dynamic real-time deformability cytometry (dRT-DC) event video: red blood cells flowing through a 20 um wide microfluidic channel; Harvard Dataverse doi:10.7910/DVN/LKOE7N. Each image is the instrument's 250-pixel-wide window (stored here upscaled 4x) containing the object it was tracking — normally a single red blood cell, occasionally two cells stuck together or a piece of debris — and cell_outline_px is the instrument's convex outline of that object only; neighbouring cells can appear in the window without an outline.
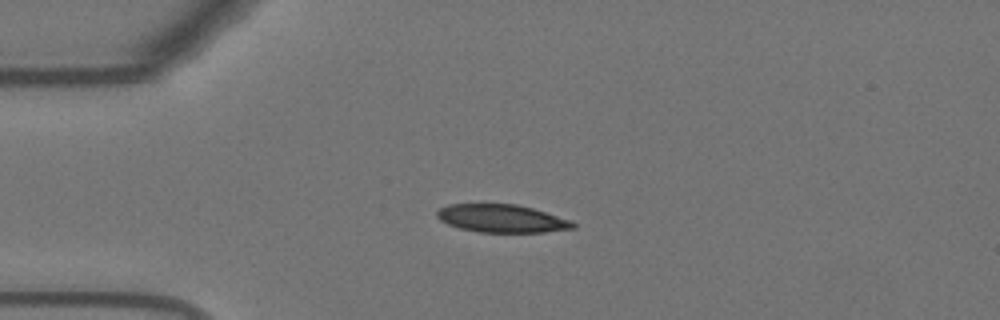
{"species": "Egyptian fruit bat (a non-hibernating species)", "species_latin": "Rousettus aegyptiacus", "temperature_condition": "warm", "stored_images_in_passage": 42, "camera_frame_rate_fps": 3000, "um_per_image_px": 0.085, "animal": {"sex": "female"}, "frame": {"image": 1, "passage_image": 1, "time_ms": 0.0, "image_size_px": [1000, 320], "cell_outline_px": [[576, 228], [544, 232], [480, 232], [460, 228], [448, 224], [440, 220], [436, 216], [436, 212], [440, 208], [448, 204], [516, 204], [532, 208], [572, 220], [576, 224]], "centroid_in_image_um": [42.66, 18.57], "position_along_channel_um": 42.3, "area_um2": 22.14}}
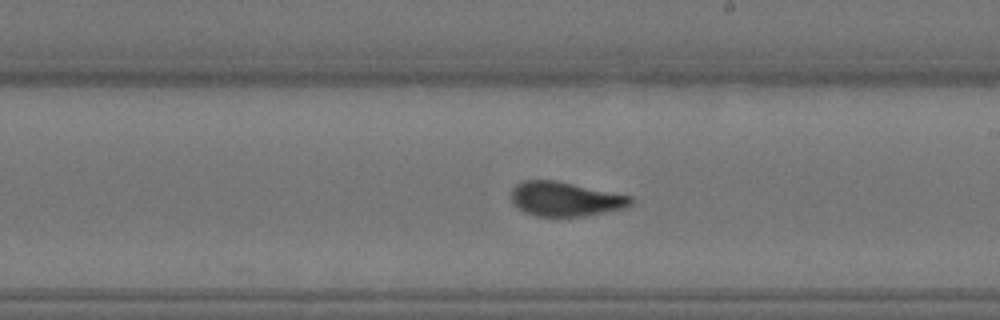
{"frame": {"image": 2, "passage_image": 19, "time_ms": 6.0, "image_size_px": [1000, 320], "cell_outline_px": [[636, 200], [632, 204], [624, 208], [608, 212], [584, 216], [536, 216], [524, 212], [512, 204], [512, 188], [516, 184], [524, 180], [556, 180], [632, 196]], "centroid_in_image_um": [48.07, 16.92], "position_along_channel_um": 240.9, "area_um2": 24.16}}
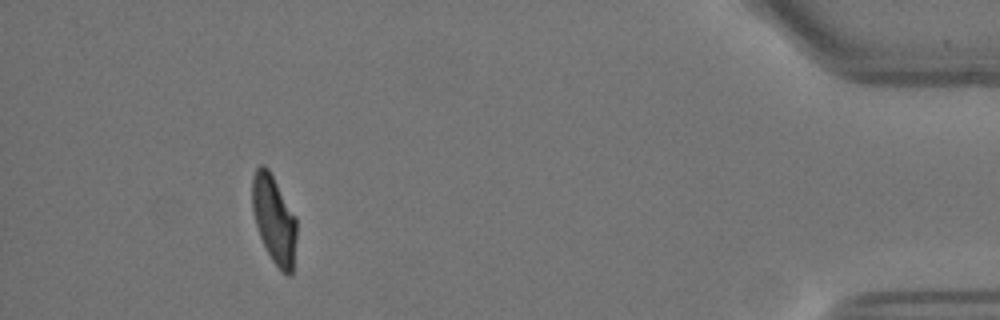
{"frame": {"image": 3, "passage_image": 38, "time_ms": 12.333, "image_size_px": [1000, 320], "cell_outline_px": [[296, 236], [292, 272], [288, 276], [272, 260], [260, 236], [256, 224], [252, 208], [252, 176], [256, 168], [260, 164], [264, 164], [268, 168], [296, 216]], "centroid_in_image_um": [23.29, 18.59], "position_along_channel_um": 411.9, "area_um2": 22.48}, "authors_computed_cell_mechanics": {"area_um2": 23.9581, "velocity_mm_per_s": 3.6764, "shape_relaxation_time_tau1_ms": 4.7115, "shape_relaxation_time_tau2_ms": 1.0481, "deformation_change_tau1": 0.1626, "deformation_change_tau2": 0.07}}